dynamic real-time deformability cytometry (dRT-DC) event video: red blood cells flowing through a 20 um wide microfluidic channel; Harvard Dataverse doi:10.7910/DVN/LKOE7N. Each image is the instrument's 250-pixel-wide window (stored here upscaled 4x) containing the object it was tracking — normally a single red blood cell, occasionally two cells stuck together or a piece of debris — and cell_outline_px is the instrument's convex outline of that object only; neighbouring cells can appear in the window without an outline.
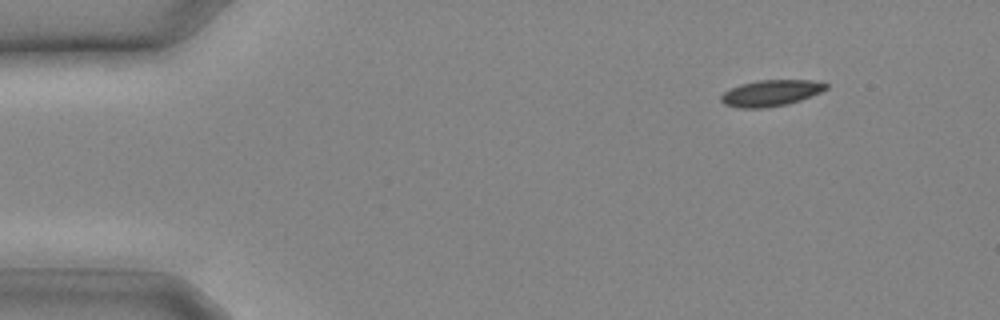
{"species": "common noctule bat (a hibernating species)", "species_latin": "Nyctalus noctula", "temperature_condition": "cold", "stored_images_in_passage": 11, "camera_frame_rate_fps": 3000, "um_per_image_px": 0.085, "animal": {"sex": "male", "body_mass_g": 20.4}, "frame": {"image": 1, "passage_image": 1, "time_ms": 0.0, "image_size_px": [1000, 320], "cell_outline_px": [[828, 88], [820, 92], [800, 100], [788, 104], [764, 108], [740, 108], [724, 104], [720, 100], [720, 96], [724, 92], [740, 84], [760, 80], [812, 80], [828, 84]], "centroid_in_image_um": [65.51, 7.91], "position_along_channel_um": 19.5, "area_um2": 15.95}}
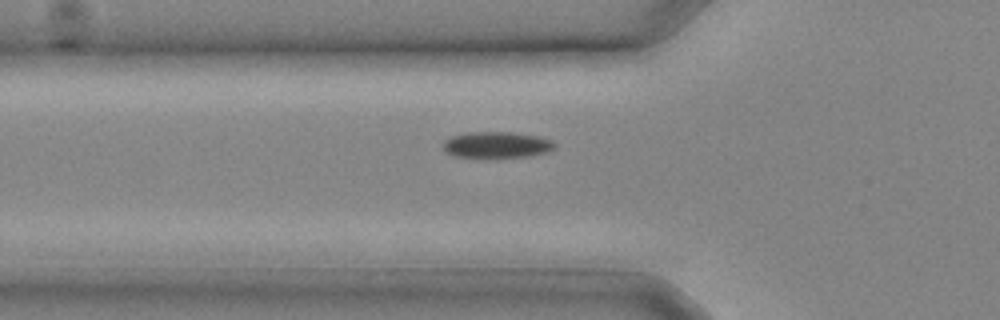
{"frame": {"image": 2, "passage_image": 7, "time_ms": 2.0, "image_size_px": [1000, 320], "cell_outline_px": [[556, 144], [548, 152], [528, 156], [496, 160], [452, 156], [444, 148], [444, 140], [452, 136], [468, 132], [512, 132], [536, 136], [552, 140]], "centroid_in_image_um": [42.2, 12.35], "position_along_channel_um": 83.6, "area_um2": 17.63}}
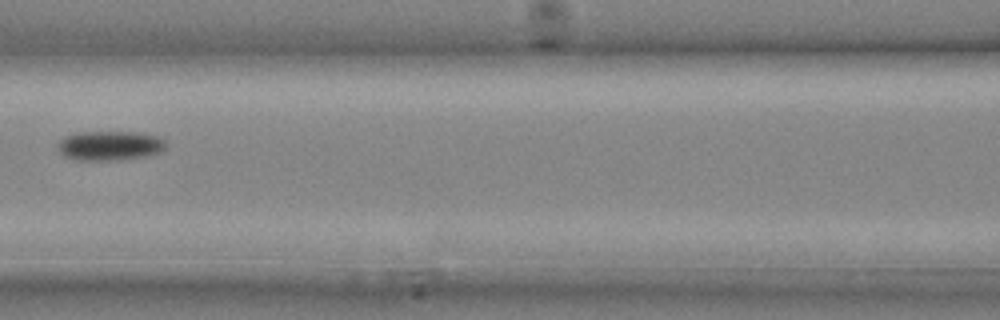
{"frame": {"image": 3, "passage_image": 10, "time_ms": 3.0, "image_size_px": [1000, 320], "cell_outline_px": [[164, 148], [160, 152], [144, 156], [120, 160], [76, 160], [64, 156], [60, 152], [60, 140], [64, 136], [76, 132], [140, 132], [160, 136], [164, 140]], "centroid_in_image_um": [9.34, 12.37], "position_along_channel_um": 157.3, "area_um2": 18.55}}